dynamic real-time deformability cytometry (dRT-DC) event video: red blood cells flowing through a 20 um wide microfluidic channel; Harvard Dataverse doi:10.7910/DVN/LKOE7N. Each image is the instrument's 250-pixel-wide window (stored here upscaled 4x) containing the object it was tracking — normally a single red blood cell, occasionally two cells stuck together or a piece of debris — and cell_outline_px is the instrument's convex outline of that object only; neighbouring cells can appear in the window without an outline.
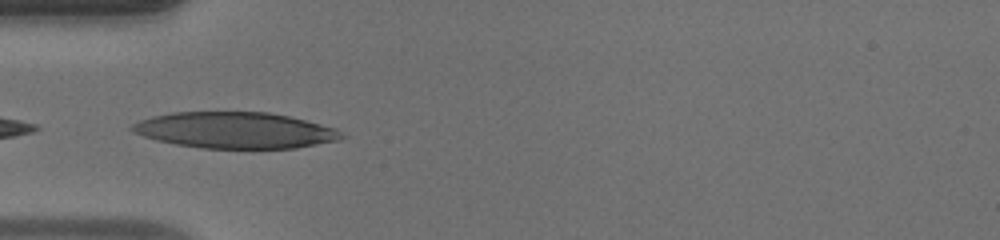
{"species": "human", "species_latin": "Homo sapiens", "temperature_condition": "warm", "stored_images_in_passage": 31, "camera_frame_rate_fps": 3000, "um_per_image_px": 0.085, "donor": {"sex": "male"}, "frame": {"image": 1, "passage_image": 1, "time_ms": 0.0, "image_size_px": [1000, 240], "cell_outline_px": [[348, 136], [340, 140], [296, 148], [200, 148], [176, 144], [156, 140], [144, 136], [128, 128], [132, 124], [140, 120], [152, 116], [172, 112], [268, 112], [288, 116], [336, 128]], "centroid_in_image_um": [20.01, 11.07], "position_along_channel_um": 65.0, "area_um2": 44.16}}
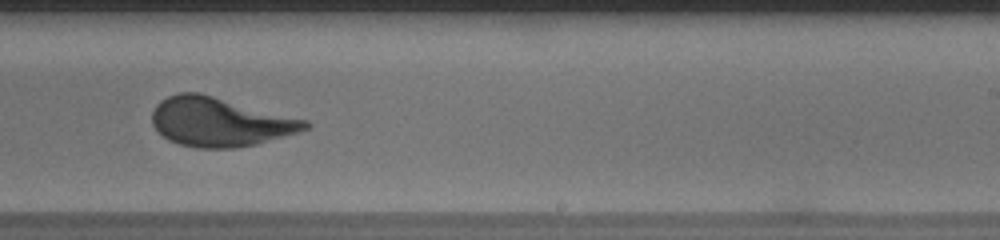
{"frame": {"image": 2, "passage_image": 16, "time_ms": 5.0, "image_size_px": [1000, 240], "cell_outline_px": [[312, 124], [308, 128], [300, 132], [256, 144], [236, 148], [196, 148], [180, 144], [168, 140], [152, 124], [152, 112], [156, 104], [160, 100], [168, 96], [180, 92], [200, 92], [308, 120]], "centroid_in_image_um": [18.7, 10.35], "position_along_channel_um": 270.3, "area_um2": 43.93}}
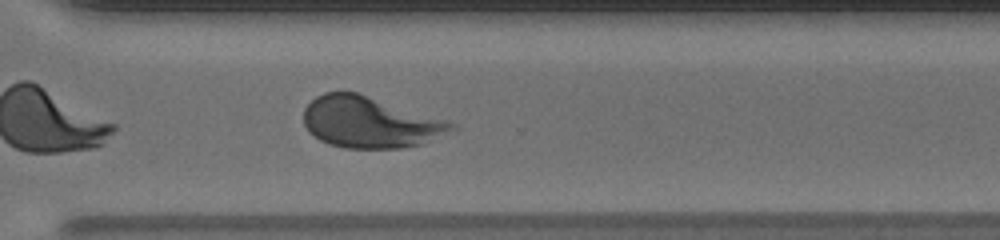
{"frame": {"image": 3, "passage_image": 21, "time_ms": 6.667, "image_size_px": [1000, 240], "cell_outline_px": [[460, 128], [420, 144], [400, 148], [344, 148], [328, 144], [320, 140], [308, 132], [304, 124], [304, 108], [316, 96], [324, 92], [356, 92], [448, 120], [456, 124]], "centroid_in_image_um": [31.44, 10.39], "position_along_channel_um": 339.2, "area_um2": 44.16}, "authors_computed_cell_mechanics": {"area_um2": 43.1188, "velocity_mm_per_s": 4.1183, "shape_relaxation_time_tau1_ms": 3.8895, "shape_relaxation_time_tau2_ms": 0.7174, "deformation_change_tau1": 0.2234, "deformation_change_tau2": 0.0769}}